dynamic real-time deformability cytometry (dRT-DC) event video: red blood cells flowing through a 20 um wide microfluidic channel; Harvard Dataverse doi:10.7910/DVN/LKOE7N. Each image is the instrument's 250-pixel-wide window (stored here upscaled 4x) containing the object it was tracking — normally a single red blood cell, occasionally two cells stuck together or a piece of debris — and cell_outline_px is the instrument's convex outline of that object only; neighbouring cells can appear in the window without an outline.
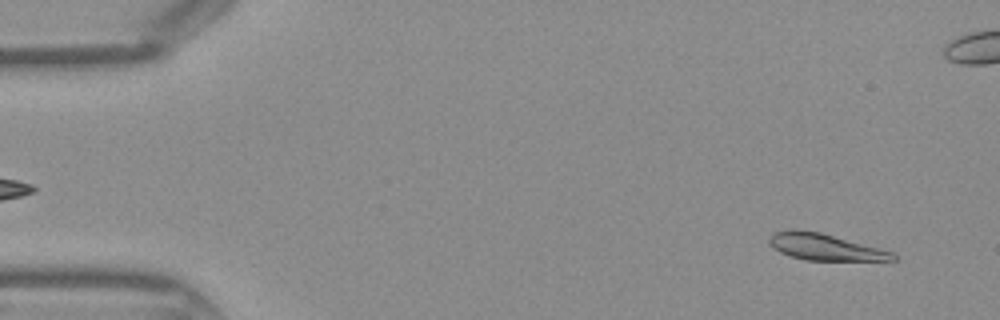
{"species": "Egyptian fruit bat (a non-hibernating species)", "species_latin": "Rousettus aegyptiacus", "temperature_condition": "warm", "stored_images_in_passage": 44, "camera_frame_rate_fps": 3000, "um_per_image_px": 0.085, "frame": {"image": 1, "passage_image": 2, "time_ms": 0.333, "image_size_px": [1000, 320], "cell_outline_px": [[896, 260], [808, 260], [792, 256], [780, 252], [768, 240], [776, 232], [792, 228], [796, 228], [820, 232], [892, 252], [896, 256]], "centroid_in_image_um": [70.11, 20.98], "position_along_channel_um": 14.9, "area_um2": 18.55}}
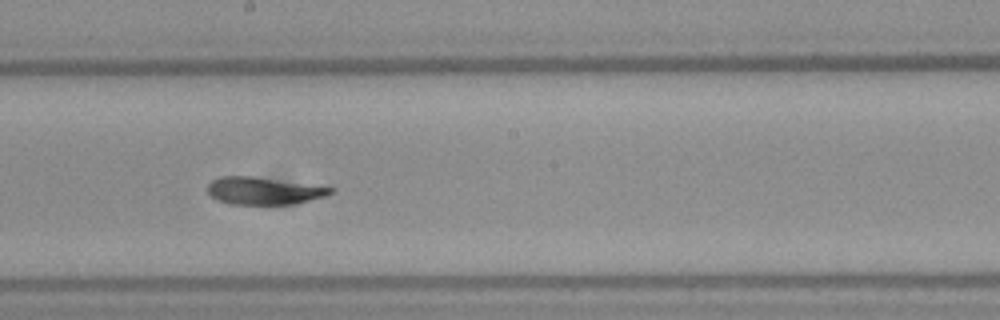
{"frame": {"image": 2, "passage_image": 23, "time_ms": 7.333, "image_size_px": [1000, 320], "cell_outline_px": [[336, 188], [328, 196], [292, 204], [228, 204], [216, 200], [208, 192], [208, 184], [212, 180], [220, 176], [252, 176]], "centroid_in_image_um": [22.41, 16.22], "position_along_channel_um": 225.8, "area_um2": 19.59}}
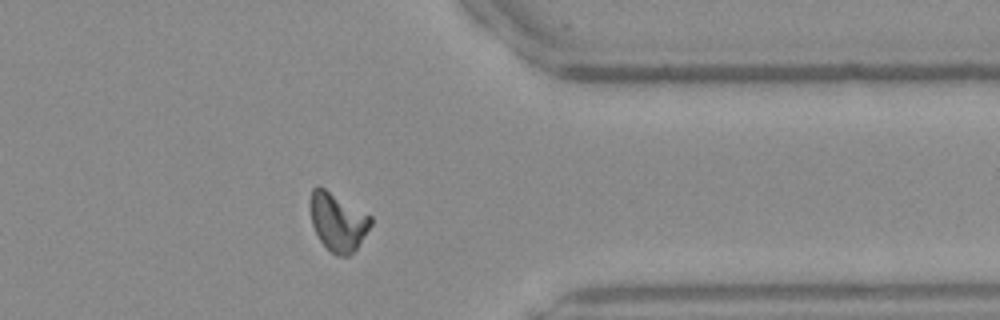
{"frame": {"image": 3, "passage_image": 34, "time_ms": 11.0, "image_size_px": [1000, 320], "cell_outline_px": [[372, 224], [356, 248], [348, 256], [336, 256], [320, 240], [312, 224], [308, 204], [308, 200], [312, 188], [316, 184], [324, 188], [372, 216]], "centroid_in_image_um": [28.67, 18.82], "position_along_channel_um": 382.7, "area_um2": 20.52}}